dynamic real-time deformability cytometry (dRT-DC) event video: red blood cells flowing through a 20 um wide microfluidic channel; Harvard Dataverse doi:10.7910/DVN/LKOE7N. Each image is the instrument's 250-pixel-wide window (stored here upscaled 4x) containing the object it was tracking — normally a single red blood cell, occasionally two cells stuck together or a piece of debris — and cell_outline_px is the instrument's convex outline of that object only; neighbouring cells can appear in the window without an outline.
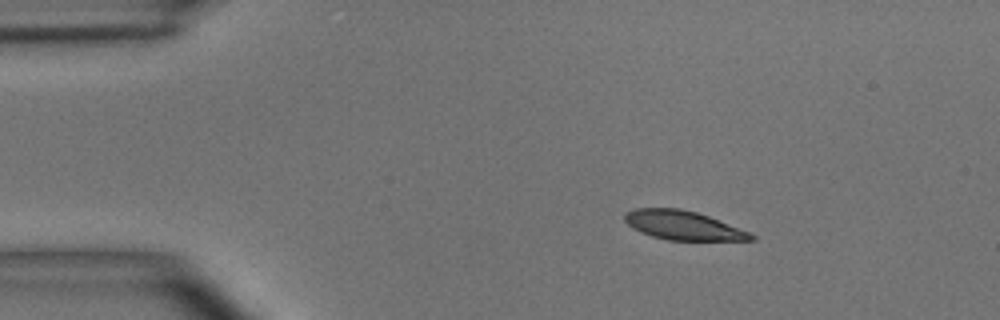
{"species": "common noctule bat (a hibernating species)", "species_latin": "Nyctalus noctula", "temperature_condition": "room temperature", "stored_images_in_passage": 8, "camera_frame_rate_fps": 3000, "um_per_image_px": 0.085, "animal": {"sex": "male", "body_mass_g": 15.6}, "frame": {"image": 1, "passage_image": 3, "time_ms": 2.0, "image_size_px": [1000, 320], "cell_outline_px": [[756, 240], [668, 240], [652, 236], [640, 232], [632, 228], [624, 220], [624, 216], [632, 208], [680, 208], [696, 212], [708, 216], [748, 232], [756, 236]], "centroid_in_image_um": [58.02, 19.15], "position_along_channel_um": 27.0, "area_um2": 21.15}}
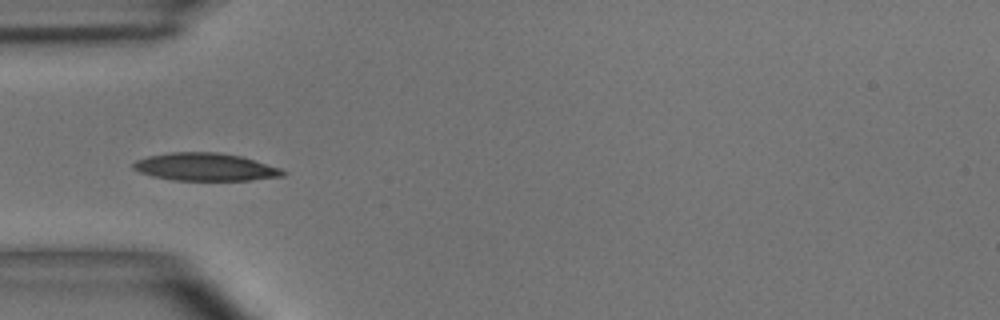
{"frame": {"image": 2, "passage_image": 5, "time_ms": 4.667, "image_size_px": [1000, 320], "cell_outline_px": [[288, 172], [284, 176], [252, 180], [172, 180], [152, 176], [140, 172], [132, 168], [132, 164], [136, 160], [148, 156], [172, 152], [216, 152], [240, 156], [280, 168]], "centroid_in_image_um": [17.44, 14.2], "position_along_channel_um": 67.6, "area_um2": 24.1}}
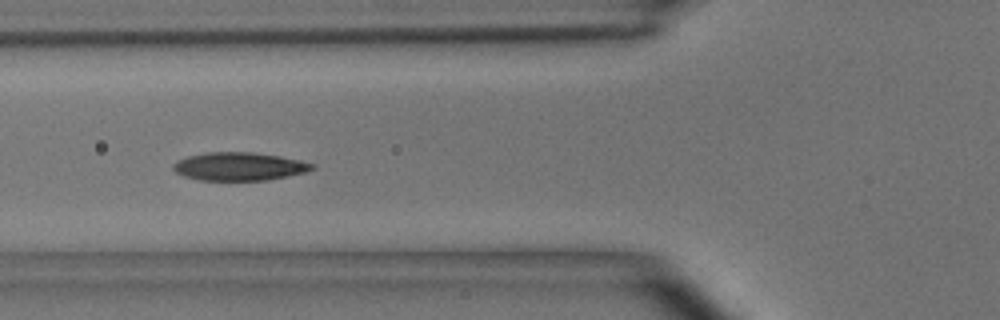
{"frame": {"image": 3, "passage_image": 6, "time_ms": 5.667, "image_size_px": [1000, 320], "cell_outline_px": [[316, 168], [308, 172], [268, 180], [196, 180], [184, 176], [176, 172], [172, 168], [172, 164], [188, 156], [208, 152], [252, 152], [280, 156], [300, 160], [316, 164]], "centroid_in_image_um": [20.38, 14.15], "position_along_channel_um": 105.4, "area_um2": 22.95}}